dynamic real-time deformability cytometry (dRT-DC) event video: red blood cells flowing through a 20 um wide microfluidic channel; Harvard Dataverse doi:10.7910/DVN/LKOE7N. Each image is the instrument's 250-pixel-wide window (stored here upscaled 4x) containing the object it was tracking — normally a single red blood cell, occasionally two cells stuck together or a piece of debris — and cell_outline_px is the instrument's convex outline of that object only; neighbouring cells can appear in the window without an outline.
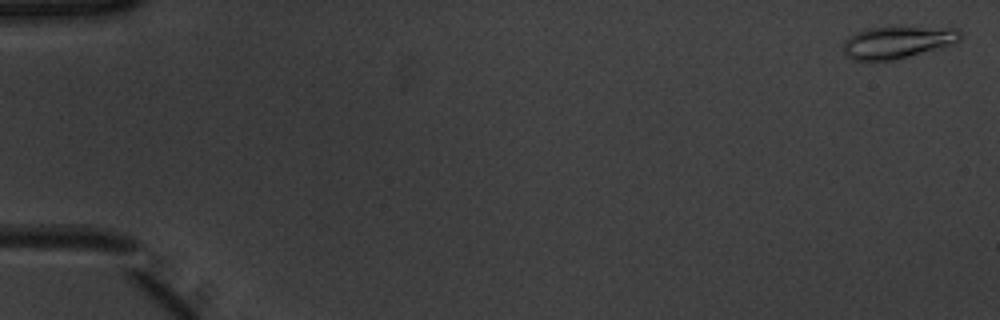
{"species": "common noctule bat (a hibernating species)", "species_latin": "Nyctalus noctula", "temperature_condition": "warm", "stored_images_in_passage": 53, "camera_frame_rate_fps": 3000, "um_per_image_px": 0.085, "animal": {"sex": "male", "body_mass_g": 20.1, "forearm_length_mm": 53.5}, "frame": {"image": 1, "passage_image": 2, "time_ms": 0.333, "image_size_px": [1000, 320], "cell_outline_px": [[964, 36], [960, 40], [952, 44], [908, 56], [892, 60], [852, 60], [844, 56], [844, 40], [848, 36], [868, 28], [960, 28]], "centroid_in_image_um": [76.28, 3.6], "position_along_channel_um": 8.7, "area_um2": 21.56}}
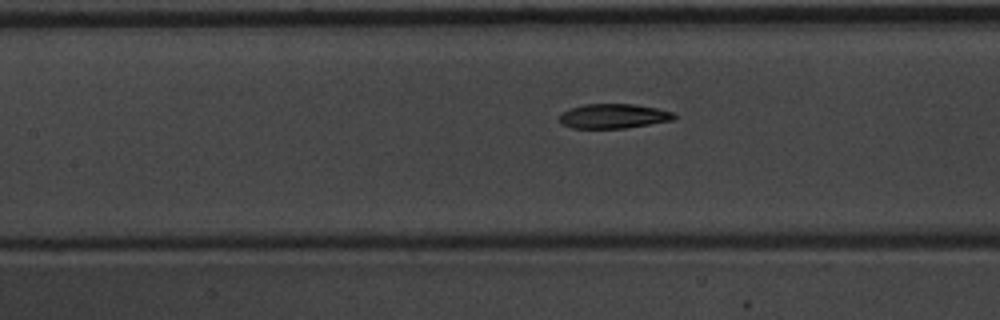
{"frame": {"image": 2, "passage_image": 25, "time_ms": 8.0, "image_size_px": [1000, 320], "cell_outline_px": [[676, 116], [672, 120], [624, 128], [572, 128], [564, 124], [560, 120], [560, 116], [564, 112], [572, 108], [584, 104], [632, 104], [656, 108], [676, 112]], "centroid_in_image_um": [52.19, 9.86], "position_along_channel_um": 155.2, "area_um2": 16.13}}
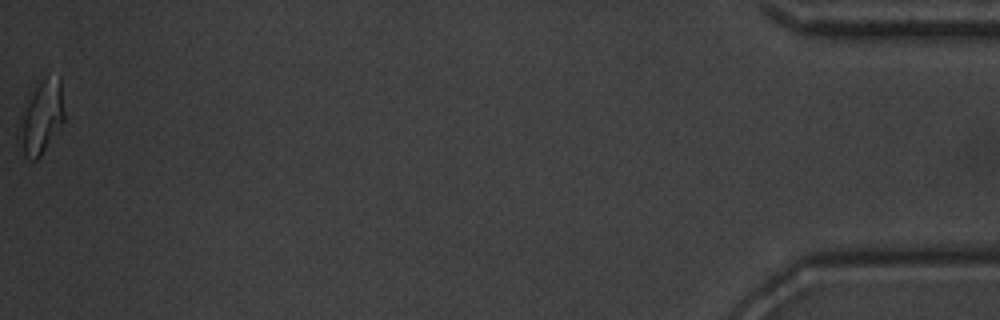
{"frame": {"image": 3, "passage_image": 53, "time_ms": 17.333, "image_size_px": [1000, 320], "cell_outline_px": [[64, 120], [40, 156], [36, 160], [28, 160], [24, 156], [24, 116], [28, 92], [44, 76], [60, 76], [64, 112]], "centroid_in_image_um": [3.61, 9.83], "position_along_channel_um": 431.6, "area_um2": 18.09}, "authors_computed_cell_mechanics": {"area_um2": 17.629, "velocity_mm_per_s": 3.9517, "shape_relaxation_time_tau1_ms": 3.3423, "shape_relaxation_time_tau2_ms": 1.9985, "deformation_change_tau1": 0.1788, "deformation_change_tau2": 0.0894}}